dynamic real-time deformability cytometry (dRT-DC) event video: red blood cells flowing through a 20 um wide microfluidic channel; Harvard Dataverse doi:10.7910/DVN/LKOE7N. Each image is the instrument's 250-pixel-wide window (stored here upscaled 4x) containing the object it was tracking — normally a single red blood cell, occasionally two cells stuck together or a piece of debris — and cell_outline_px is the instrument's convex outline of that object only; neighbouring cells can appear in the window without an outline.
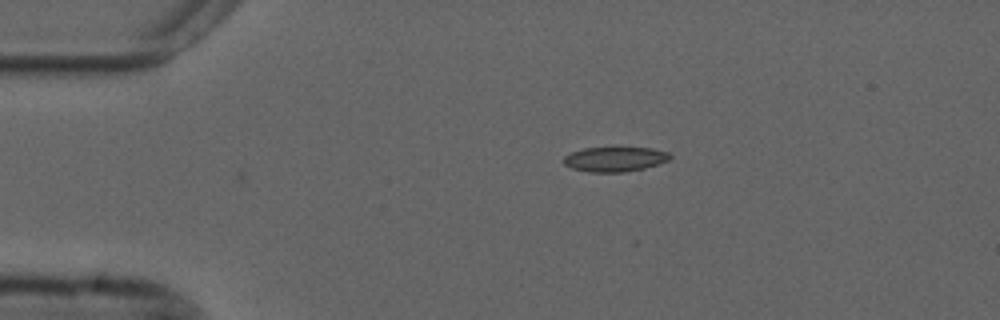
{"species": "common noctule bat (a hibernating species)", "species_latin": "Nyctalus noctula", "temperature_condition": "cold", "stored_images_in_passage": 3, "camera_frame_rate_fps": 3000, "um_per_image_px": 0.085, "animal": {"sex": "male", "forearm_length_mm": 52.5}, "frame": {"image": 1, "passage_image": 3, "time_ms": 0.667, "image_size_px": [1000, 320], "cell_outline_px": [[672, 156], [668, 160], [644, 168], [624, 172], [588, 172], [572, 168], [564, 164], [564, 156], [572, 152], [584, 148], [652, 148], [668, 152]], "centroid_in_image_um": [52.25, 13.53], "position_along_channel_um": 32.7, "area_um2": 15.14}}